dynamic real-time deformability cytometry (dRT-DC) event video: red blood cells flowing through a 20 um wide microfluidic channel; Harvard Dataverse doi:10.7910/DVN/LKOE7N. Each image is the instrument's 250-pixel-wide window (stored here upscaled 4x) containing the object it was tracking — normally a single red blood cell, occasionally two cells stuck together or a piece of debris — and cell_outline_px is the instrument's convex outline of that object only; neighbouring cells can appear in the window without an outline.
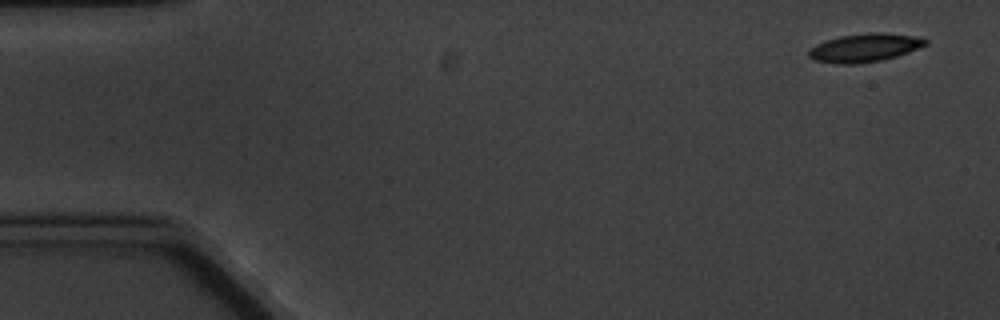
{"species": "common noctule bat (a hibernating species)", "species_latin": "Nyctalus noctula", "temperature_condition": "cold", "stored_images_in_passage": 4, "camera_frame_rate_fps": 3000, "um_per_image_px": 0.085, "animal": {"sex": "male", "body_mass_g": 20.1, "forearm_length_mm": 53.5}, "frame": {"image": 1, "passage_image": 1, "time_ms": 0.0, "image_size_px": [1000, 320], "cell_outline_px": [[928, 44], [908, 52], [896, 56], [880, 60], [856, 64], [836, 64], [816, 60], [808, 56], [808, 52], [816, 44], [824, 40], [840, 36], [868, 32], [884, 32], [912, 36], [928, 40]], "centroid_in_image_um": [73.48, 4.05], "position_along_channel_um": 11.5, "area_um2": 19.19}}